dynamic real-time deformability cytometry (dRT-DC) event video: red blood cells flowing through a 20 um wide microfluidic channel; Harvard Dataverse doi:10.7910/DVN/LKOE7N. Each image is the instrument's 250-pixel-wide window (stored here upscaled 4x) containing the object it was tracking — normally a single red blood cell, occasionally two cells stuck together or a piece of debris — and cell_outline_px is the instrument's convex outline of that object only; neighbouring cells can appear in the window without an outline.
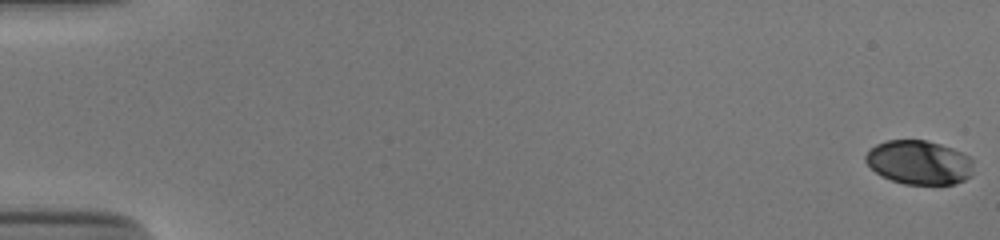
{"species": "human", "species_latin": "Homo sapiens", "temperature_condition": "cold", "stored_images_in_passage": 54, "camera_frame_rate_fps": 3000, "um_per_image_px": 0.085, "donor": {"sex": "male"}, "frame": {"image": 1, "passage_image": 1, "time_ms": 0.0, "image_size_px": [1000, 240], "cell_outline_px": [[972, 176], [956, 184], [904, 184], [892, 180], [876, 172], [864, 160], [864, 156], [868, 148], [876, 144], [888, 140], [928, 140], [952, 148], [968, 156], [972, 160]], "centroid_in_image_um": [78.11, 13.8], "position_along_channel_um": 6.9, "area_um2": 27.74}}
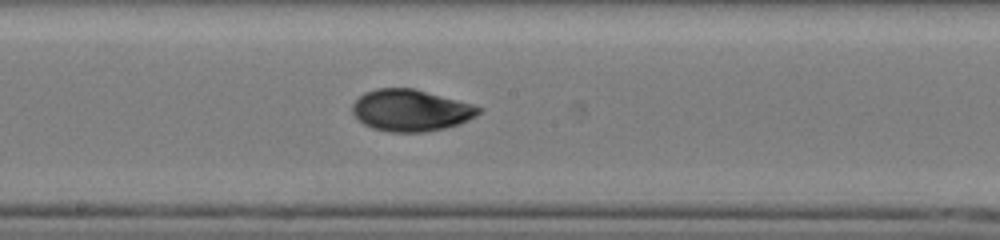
{"frame": {"image": 2, "passage_image": 31, "time_ms": 10.0, "image_size_px": [1000, 240], "cell_outline_px": [[484, 108], [476, 116], [460, 124], [444, 128], [424, 132], [392, 132], [372, 128], [364, 124], [352, 112], [352, 104], [364, 92], [376, 88], [412, 88], [472, 104]], "centroid_in_image_um": [34.92, 9.38], "position_along_channel_um": 213.3, "area_um2": 30.52}}
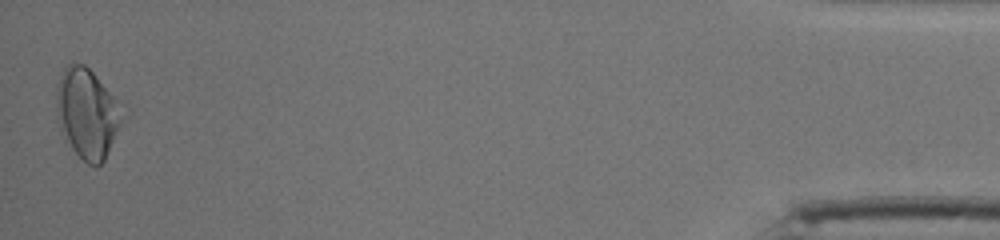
{"frame": {"image": 3, "passage_image": 54, "time_ms": 17.667, "image_size_px": [1000, 240], "cell_outline_px": [[120, 124], [104, 160], [96, 168], [88, 164], [64, 140], [60, 132], [56, 120], [56, 84], [64, 68], [72, 60], [84, 64], [96, 76], [112, 96], [120, 120]], "centroid_in_image_um": [7.28, 9.63], "position_along_channel_um": 427.9, "area_um2": 33.7}, "authors_computed_cell_mechanics": {"area_um2": 29.767, "velocity_mm_per_s": 3.8807, "shape_relaxation_time_tau1_ms": 3.6214, "shape_relaxation_time_tau2_ms": 2.8494, "deformation_change_tau1": 0.1265, "deformation_change_tau2": 0.0595}}